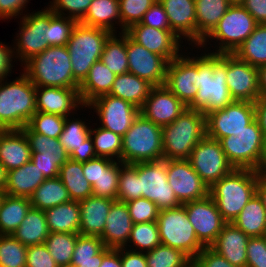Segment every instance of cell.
Segmentation results:
<instances>
[{
  "label": "cell",
  "instance_id": "obj_67",
  "mask_svg": "<svg viewBox=\"0 0 266 267\" xmlns=\"http://www.w3.org/2000/svg\"><path fill=\"white\" fill-rule=\"evenodd\" d=\"M255 119L266 138V96L260 97L255 103Z\"/></svg>",
  "mask_w": 266,
  "mask_h": 267
},
{
  "label": "cell",
  "instance_id": "obj_26",
  "mask_svg": "<svg viewBox=\"0 0 266 267\" xmlns=\"http://www.w3.org/2000/svg\"><path fill=\"white\" fill-rule=\"evenodd\" d=\"M168 16L171 31L182 41L197 47L195 0H159ZM187 40V42H186ZM194 46V47H193Z\"/></svg>",
  "mask_w": 266,
  "mask_h": 267
},
{
  "label": "cell",
  "instance_id": "obj_19",
  "mask_svg": "<svg viewBox=\"0 0 266 267\" xmlns=\"http://www.w3.org/2000/svg\"><path fill=\"white\" fill-rule=\"evenodd\" d=\"M167 182L181 204L209 195V187L192 168L188 159L167 160Z\"/></svg>",
  "mask_w": 266,
  "mask_h": 267
},
{
  "label": "cell",
  "instance_id": "obj_72",
  "mask_svg": "<svg viewBox=\"0 0 266 267\" xmlns=\"http://www.w3.org/2000/svg\"><path fill=\"white\" fill-rule=\"evenodd\" d=\"M186 267H197L193 261H191Z\"/></svg>",
  "mask_w": 266,
  "mask_h": 267
},
{
  "label": "cell",
  "instance_id": "obj_21",
  "mask_svg": "<svg viewBox=\"0 0 266 267\" xmlns=\"http://www.w3.org/2000/svg\"><path fill=\"white\" fill-rule=\"evenodd\" d=\"M128 72L148 81L153 86L165 83L168 61L160 55L148 51L126 34Z\"/></svg>",
  "mask_w": 266,
  "mask_h": 267
},
{
  "label": "cell",
  "instance_id": "obj_73",
  "mask_svg": "<svg viewBox=\"0 0 266 267\" xmlns=\"http://www.w3.org/2000/svg\"><path fill=\"white\" fill-rule=\"evenodd\" d=\"M4 191H0V204H1V201H2V197L4 196Z\"/></svg>",
  "mask_w": 266,
  "mask_h": 267
},
{
  "label": "cell",
  "instance_id": "obj_27",
  "mask_svg": "<svg viewBox=\"0 0 266 267\" xmlns=\"http://www.w3.org/2000/svg\"><path fill=\"white\" fill-rule=\"evenodd\" d=\"M249 236L236 227L232 222L226 223L218 234L216 241L210 246L224 257L230 264L246 267L247 243Z\"/></svg>",
  "mask_w": 266,
  "mask_h": 267
},
{
  "label": "cell",
  "instance_id": "obj_31",
  "mask_svg": "<svg viewBox=\"0 0 266 267\" xmlns=\"http://www.w3.org/2000/svg\"><path fill=\"white\" fill-rule=\"evenodd\" d=\"M44 180L43 173L30 160L23 166L7 172L4 193L11 196L30 198Z\"/></svg>",
  "mask_w": 266,
  "mask_h": 267
},
{
  "label": "cell",
  "instance_id": "obj_37",
  "mask_svg": "<svg viewBox=\"0 0 266 267\" xmlns=\"http://www.w3.org/2000/svg\"><path fill=\"white\" fill-rule=\"evenodd\" d=\"M49 232L79 233L78 201H69L45 210Z\"/></svg>",
  "mask_w": 266,
  "mask_h": 267
},
{
  "label": "cell",
  "instance_id": "obj_5",
  "mask_svg": "<svg viewBox=\"0 0 266 267\" xmlns=\"http://www.w3.org/2000/svg\"><path fill=\"white\" fill-rule=\"evenodd\" d=\"M205 136V114L202 110L187 108L174 122L162 127L163 159H188Z\"/></svg>",
  "mask_w": 266,
  "mask_h": 267
},
{
  "label": "cell",
  "instance_id": "obj_65",
  "mask_svg": "<svg viewBox=\"0 0 266 267\" xmlns=\"http://www.w3.org/2000/svg\"><path fill=\"white\" fill-rule=\"evenodd\" d=\"M83 173L91 185L98 181L100 176V157H95L83 163Z\"/></svg>",
  "mask_w": 266,
  "mask_h": 267
},
{
  "label": "cell",
  "instance_id": "obj_4",
  "mask_svg": "<svg viewBox=\"0 0 266 267\" xmlns=\"http://www.w3.org/2000/svg\"><path fill=\"white\" fill-rule=\"evenodd\" d=\"M21 67H23V73L36 87L79 89V84L73 77L67 45L49 46Z\"/></svg>",
  "mask_w": 266,
  "mask_h": 267
},
{
  "label": "cell",
  "instance_id": "obj_9",
  "mask_svg": "<svg viewBox=\"0 0 266 267\" xmlns=\"http://www.w3.org/2000/svg\"><path fill=\"white\" fill-rule=\"evenodd\" d=\"M112 33L78 22L67 43L74 80L80 85L92 65L99 61L106 40Z\"/></svg>",
  "mask_w": 266,
  "mask_h": 267
},
{
  "label": "cell",
  "instance_id": "obj_46",
  "mask_svg": "<svg viewBox=\"0 0 266 267\" xmlns=\"http://www.w3.org/2000/svg\"><path fill=\"white\" fill-rule=\"evenodd\" d=\"M160 244L158 225L156 221H153L133 224L128 242L124 247L146 253Z\"/></svg>",
  "mask_w": 266,
  "mask_h": 267
},
{
  "label": "cell",
  "instance_id": "obj_45",
  "mask_svg": "<svg viewBox=\"0 0 266 267\" xmlns=\"http://www.w3.org/2000/svg\"><path fill=\"white\" fill-rule=\"evenodd\" d=\"M121 161L100 157V176L92 185L93 196L117 200Z\"/></svg>",
  "mask_w": 266,
  "mask_h": 267
},
{
  "label": "cell",
  "instance_id": "obj_12",
  "mask_svg": "<svg viewBox=\"0 0 266 267\" xmlns=\"http://www.w3.org/2000/svg\"><path fill=\"white\" fill-rule=\"evenodd\" d=\"M206 136L220 140L239 134L255 120V104L249 101L233 100L223 109L206 115Z\"/></svg>",
  "mask_w": 266,
  "mask_h": 267
},
{
  "label": "cell",
  "instance_id": "obj_18",
  "mask_svg": "<svg viewBox=\"0 0 266 267\" xmlns=\"http://www.w3.org/2000/svg\"><path fill=\"white\" fill-rule=\"evenodd\" d=\"M183 205L198 240L205 247H210L227 223L217 209L216 203L208 195L204 199L186 202Z\"/></svg>",
  "mask_w": 266,
  "mask_h": 267
},
{
  "label": "cell",
  "instance_id": "obj_6",
  "mask_svg": "<svg viewBox=\"0 0 266 267\" xmlns=\"http://www.w3.org/2000/svg\"><path fill=\"white\" fill-rule=\"evenodd\" d=\"M257 25L256 20L242 5H231L213 31L196 47V53L200 51L212 54L234 53ZM211 42H214L213 45H215L213 50L209 49L210 47L213 48Z\"/></svg>",
  "mask_w": 266,
  "mask_h": 267
},
{
  "label": "cell",
  "instance_id": "obj_24",
  "mask_svg": "<svg viewBox=\"0 0 266 267\" xmlns=\"http://www.w3.org/2000/svg\"><path fill=\"white\" fill-rule=\"evenodd\" d=\"M84 120L87 119L86 117L83 119V116L82 119L80 117L75 118L73 115L65 117L63 131L59 138L69 158L80 163L97 157L94 151L93 140L90 137L92 126Z\"/></svg>",
  "mask_w": 266,
  "mask_h": 267
},
{
  "label": "cell",
  "instance_id": "obj_30",
  "mask_svg": "<svg viewBox=\"0 0 266 267\" xmlns=\"http://www.w3.org/2000/svg\"><path fill=\"white\" fill-rule=\"evenodd\" d=\"M32 152L25 133L21 129L0 132V162L10 171L31 160Z\"/></svg>",
  "mask_w": 266,
  "mask_h": 267
},
{
  "label": "cell",
  "instance_id": "obj_34",
  "mask_svg": "<svg viewBox=\"0 0 266 267\" xmlns=\"http://www.w3.org/2000/svg\"><path fill=\"white\" fill-rule=\"evenodd\" d=\"M153 87L148 81L128 72L116 75L109 94L128 101L140 109Z\"/></svg>",
  "mask_w": 266,
  "mask_h": 267
},
{
  "label": "cell",
  "instance_id": "obj_63",
  "mask_svg": "<svg viewBox=\"0 0 266 267\" xmlns=\"http://www.w3.org/2000/svg\"><path fill=\"white\" fill-rule=\"evenodd\" d=\"M122 267H148L145 253L133 251L125 247L121 248Z\"/></svg>",
  "mask_w": 266,
  "mask_h": 267
},
{
  "label": "cell",
  "instance_id": "obj_62",
  "mask_svg": "<svg viewBox=\"0 0 266 267\" xmlns=\"http://www.w3.org/2000/svg\"><path fill=\"white\" fill-rule=\"evenodd\" d=\"M9 44L0 41V81L8 79L10 77L13 67V64L16 61L14 51ZM13 59L15 61H13ZM8 76V77H7Z\"/></svg>",
  "mask_w": 266,
  "mask_h": 267
},
{
  "label": "cell",
  "instance_id": "obj_48",
  "mask_svg": "<svg viewBox=\"0 0 266 267\" xmlns=\"http://www.w3.org/2000/svg\"><path fill=\"white\" fill-rule=\"evenodd\" d=\"M79 233L49 232L45 245L58 266L71 264Z\"/></svg>",
  "mask_w": 266,
  "mask_h": 267
},
{
  "label": "cell",
  "instance_id": "obj_64",
  "mask_svg": "<svg viewBox=\"0 0 266 267\" xmlns=\"http://www.w3.org/2000/svg\"><path fill=\"white\" fill-rule=\"evenodd\" d=\"M242 6L258 24H266V0H245Z\"/></svg>",
  "mask_w": 266,
  "mask_h": 267
},
{
  "label": "cell",
  "instance_id": "obj_3",
  "mask_svg": "<svg viewBox=\"0 0 266 267\" xmlns=\"http://www.w3.org/2000/svg\"><path fill=\"white\" fill-rule=\"evenodd\" d=\"M0 81V128L22 129L36 110V86L21 71L13 81Z\"/></svg>",
  "mask_w": 266,
  "mask_h": 267
},
{
  "label": "cell",
  "instance_id": "obj_71",
  "mask_svg": "<svg viewBox=\"0 0 266 267\" xmlns=\"http://www.w3.org/2000/svg\"><path fill=\"white\" fill-rule=\"evenodd\" d=\"M230 5H242L245 0H227Z\"/></svg>",
  "mask_w": 266,
  "mask_h": 267
},
{
  "label": "cell",
  "instance_id": "obj_16",
  "mask_svg": "<svg viewBox=\"0 0 266 267\" xmlns=\"http://www.w3.org/2000/svg\"><path fill=\"white\" fill-rule=\"evenodd\" d=\"M86 108L95 112L100 124L98 126L122 137L140 113L135 105L110 94L96 98Z\"/></svg>",
  "mask_w": 266,
  "mask_h": 267
},
{
  "label": "cell",
  "instance_id": "obj_41",
  "mask_svg": "<svg viewBox=\"0 0 266 267\" xmlns=\"http://www.w3.org/2000/svg\"><path fill=\"white\" fill-rule=\"evenodd\" d=\"M31 207L45 211L71 201L68 190L59 177L45 179L30 197Z\"/></svg>",
  "mask_w": 266,
  "mask_h": 267
},
{
  "label": "cell",
  "instance_id": "obj_68",
  "mask_svg": "<svg viewBox=\"0 0 266 267\" xmlns=\"http://www.w3.org/2000/svg\"><path fill=\"white\" fill-rule=\"evenodd\" d=\"M256 194L261 199L262 204L266 209V171L259 172Z\"/></svg>",
  "mask_w": 266,
  "mask_h": 267
},
{
  "label": "cell",
  "instance_id": "obj_44",
  "mask_svg": "<svg viewBox=\"0 0 266 267\" xmlns=\"http://www.w3.org/2000/svg\"><path fill=\"white\" fill-rule=\"evenodd\" d=\"M240 60L252 66L266 64V24H258L248 38L234 51Z\"/></svg>",
  "mask_w": 266,
  "mask_h": 267
},
{
  "label": "cell",
  "instance_id": "obj_52",
  "mask_svg": "<svg viewBox=\"0 0 266 267\" xmlns=\"http://www.w3.org/2000/svg\"><path fill=\"white\" fill-rule=\"evenodd\" d=\"M65 117L37 111L28 122L27 126L35 133L49 138L59 139L63 131Z\"/></svg>",
  "mask_w": 266,
  "mask_h": 267
},
{
  "label": "cell",
  "instance_id": "obj_20",
  "mask_svg": "<svg viewBox=\"0 0 266 267\" xmlns=\"http://www.w3.org/2000/svg\"><path fill=\"white\" fill-rule=\"evenodd\" d=\"M226 84L233 100L255 103L260 98L258 68L227 53Z\"/></svg>",
  "mask_w": 266,
  "mask_h": 267
},
{
  "label": "cell",
  "instance_id": "obj_61",
  "mask_svg": "<svg viewBox=\"0 0 266 267\" xmlns=\"http://www.w3.org/2000/svg\"><path fill=\"white\" fill-rule=\"evenodd\" d=\"M30 0H0V20L23 17ZM22 15V16H21Z\"/></svg>",
  "mask_w": 266,
  "mask_h": 267
},
{
  "label": "cell",
  "instance_id": "obj_54",
  "mask_svg": "<svg viewBox=\"0 0 266 267\" xmlns=\"http://www.w3.org/2000/svg\"><path fill=\"white\" fill-rule=\"evenodd\" d=\"M157 0H119L121 17V33L125 32L131 25L139 23L145 12Z\"/></svg>",
  "mask_w": 266,
  "mask_h": 267
},
{
  "label": "cell",
  "instance_id": "obj_14",
  "mask_svg": "<svg viewBox=\"0 0 266 267\" xmlns=\"http://www.w3.org/2000/svg\"><path fill=\"white\" fill-rule=\"evenodd\" d=\"M188 160L209 188L234 169L228 162L220 142L208 136L202 138L193 148Z\"/></svg>",
  "mask_w": 266,
  "mask_h": 267
},
{
  "label": "cell",
  "instance_id": "obj_70",
  "mask_svg": "<svg viewBox=\"0 0 266 267\" xmlns=\"http://www.w3.org/2000/svg\"><path fill=\"white\" fill-rule=\"evenodd\" d=\"M7 182V171L0 162V191H4Z\"/></svg>",
  "mask_w": 266,
  "mask_h": 267
},
{
  "label": "cell",
  "instance_id": "obj_32",
  "mask_svg": "<svg viewBox=\"0 0 266 267\" xmlns=\"http://www.w3.org/2000/svg\"><path fill=\"white\" fill-rule=\"evenodd\" d=\"M116 75L100 60L90 68L88 75L79 85V96L82 104L87 106L96 98L108 95Z\"/></svg>",
  "mask_w": 266,
  "mask_h": 267
},
{
  "label": "cell",
  "instance_id": "obj_69",
  "mask_svg": "<svg viewBox=\"0 0 266 267\" xmlns=\"http://www.w3.org/2000/svg\"><path fill=\"white\" fill-rule=\"evenodd\" d=\"M260 97L266 96V64L258 67Z\"/></svg>",
  "mask_w": 266,
  "mask_h": 267
},
{
  "label": "cell",
  "instance_id": "obj_43",
  "mask_svg": "<svg viewBox=\"0 0 266 267\" xmlns=\"http://www.w3.org/2000/svg\"><path fill=\"white\" fill-rule=\"evenodd\" d=\"M104 247L100 237L79 234L71 264L77 267H100L103 261Z\"/></svg>",
  "mask_w": 266,
  "mask_h": 267
},
{
  "label": "cell",
  "instance_id": "obj_2",
  "mask_svg": "<svg viewBox=\"0 0 266 267\" xmlns=\"http://www.w3.org/2000/svg\"><path fill=\"white\" fill-rule=\"evenodd\" d=\"M258 178L259 171L234 168L209 188V196L227 223L233 222L256 194Z\"/></svg>",
  "mask_w": 266,
  "mask_h": 267
},
{
  "label": "cell",
  "instance_id": "obj_33",
  "mask_svg": "<svg viewBox=\"0 0 266 267\" xmlns=\"http://www.w3.org/2000/svg\"><path fill=\"white\" fill-rule=\"evenodd\" d=\"M80 23L95 28H102L111 33H120L119 0H92L87 13ZM115 26H120V31Z\"/></svg>",
  "mask_w": 266,
  "mask_h": 267
},
{
  "label": "cell",
  "instance_id": "obj_55",
  "mask_svg": "<svg viewBox=\"0 0 266 267\" xmlns=\"http://www.w3.org/2000/svg\"><path fill=\"white\" fill-rule=\"evenodd\" d=\"M91 2L92 0H52L47 7L56 15L66 16L80 22Z\"/></svg>",
  "mask_w": 266,
  "mask_h": 267
},
{
  "label": "cell",
  "instance_id": "obj_56",
  "mask_svg": "<svg viewBox=\"0 0 266 267\" xmlns=\"http://www.w3.org/2000/svg\"><path fill=\"white\" fill-rule=\"evenodd\" d=\"M126 205L133 224L153 222L158 218L159 208L154 202L146 198L141 197L128 201L126 202Z\"/></svg>",
  "mask_w": 266,
  "mask_h": 267
},
{
  "label": "cell",
  "instance_id": "obj_13",
  "mask_svg": "<svg viewBox=\"0 0 266 267\" xmlns=\"http://www.w3.org/2000/svg\"><path fill=\"white\" fill-rule=\"evenodd\" d=\"M138 177L140 198L154 202L159 210L181 205L167 182V160L138 163Z\"/></svg>",
  "mask_w": 266,
  "mask_h": 267
},
{
  "label": "cell",
  "instance_id": "obj_74",
  "mask_svg": "<svg viewBox=\"0 0 266 267\" xmlns=\"http://www.w3.org/2000/svg\"><path fill=\"white\" fill-rule=\"evenodd\" d=\"M59 267H77V266H75V265H72V264H68V265L59 266Z\"/></svg>",
  "mask_w": 266,
  "mask_h": 267
},
{
  "label": "cell",
  "instance_id": "obj_49",
  "mask_svg": "<svg viewBox=\"0 0 266 267\" xmlns=\"http://www.w3.org/2000/svg\"><path fill=\"white\" fill-rule=\"evenodd\" d=\"M148 267H186L192 260L181 250L164 244L145 253Z\"/></svg>",
  "mask_w": 266,
  "mask_h": 267
},
{
  "label": "cell",
  "instance_id": "obj_50",
  "mask_svg": "<svg viewBox=\"0 0 266 267\" xmlns=\"http://www.w3.org/2000/svg\"><path fill=\"white\" fill-rule=\"evenodd\" d=\"M26 252L13 235H0V267H26Z\"/></svg>",
  "mask_w": 266,
  "mask_h": 267
},
{
  "label": "cell",
  "instance_id": "obj_35",
  "mask_svg": "<svg viewBox=\"0 0 266 267\" xmlns=\"http://www.w3.org/2000/svg\"><path fill=\"white\" fill-rule=\"evenodd\" d=\"M230 6L227 0H195L197 47L213 31Z\"/></svg>",
  "mask_w": 266,
  "mask_h": 267
},
{
  "label": "cell",
  "instance_id": "obj_40",
  "mask_svg": "<svg viewBox=\"0 0 266 267\" xmlns=\"http://www.w3.org/2000/svg\"><path fill=\"white\" fill-rule=\"evenodd\" d=\"M59 178L68 190L71 200L79 202L93 195L92 185L83 173V163L69 158L60 167Z\"/></svg>",
  "mask_w": 266,
  "mask_h": 267
},
{
  "label": "cell",
  "instance_id": "obj_10",
  "mask_svg": "<svg viewBox=\"0 0 266 267\" xmlns=\"http://www.w3.org/2000/svg\"><path fill=\"white\" fill-rule=\"evenodd\" d=\"M156 222L161 244L181 250L191 260L205 247L198 240L183 204L160 210Z\"/></svg>",
  "mask_w": 266,
  "mask_h": 267
},
{
  "label": "cell",
  "instance_id": "obj_47",
  "mask_svg": "<svg viewBox=\"0 0 266 267\" xmlns=\"http://www.w3.org/2000/svg\"><path fill=\"white\" fill-rule=\"evenodd\" d=\"M90 137L93 140L94 151L97 157L121 161L122 136L97 126V128H91Z\"/></svg>",
  "mask_w": 266,
  "mask_h": 267
},
{
  "label": "cell",
  "instance_id": "obj_25",
  "mask_svg": "<svg viewBox=\"0 0 266 267\" xmlns=\"http://www.w3.org/2000/svg\"><path fill=\"white\" fill-rule=\"evenodd\" d=\"M84 108L87 109L80 100L79 89L36 87L37 111L67 117L75 114L77 116V111H83Z\"/></svg>",
  "mask_w": 266,
  "mask_h": 267
},
{
  "label": "cell",
  "instance_id": "obj_39",
  "mask_svg": "<svg viewBox=\"0 0 266 267\" xmlns=\"http://www.w3.org/2000/svg\"><path fill=\"white\" fill-rule=\"evenodd\" d=\"M30 207V198L4 194L0 204V235H12Z\"/></svg>",
  "mask_w": 266,
  "mask_h": 267
},
{
  "label": "cell",
  "instance_id": "obj_23",
  "mask_svg": "<svg viewBox=\"0 0 266 267\" xmlns=\"http://www.w3.org/2000/svg\"><path fill=\"white\" fill-rule=\"evenodd\" d=\"M188 107L164 85L154 86L140 108V113L163 127L174 122Z\"/></svg>",
  "mask_w": 266,
  "mask_h": 267
},
{
  "label": "cell",
  "instance_id": "obj_8",
  "mask_svg": "<svg viewBox=\"0 0 266 267\" xmlns=\"http://www.w3.org/2000/svg\"><path fill=\"white\" fill-rule=\"evenodd\" d=\"M121 162L136 164L163 159L162 127L141 113L122 137Z\"/></svg>",
  "mask_w": 266,
  "mask_h": 267
},
{
  "label": "cell",
  "instance_id": "obj_53",
  "mask_svg": "<svg viewBox=\"0 0 266 267\" xmlns=\"http://www.w3.org/2000/svg\"><path fill=\"white\" fill-rule=\"evenodd\" d=\"M77 23L75 19L56 15L49 9V46L67 45Z\"/></svg>",
  "mask_w": 266,
  "mask_h": 267
},
{
  "label": "cell",
  "instance_id": "obj_1",
  "mask_svg": "<svg viewBox=\"0 0 266 267\" xmlns=\"http://www.w3.org/2000/svg\"><path fill=\"white\" fill-rule=\"evenodd\" d=\"M202 52L198 55L197 95L188 108L202 110L206 115L223 109L233 99L226 84L227 53Z\"/></svg>",
  "mask_w": 266,
  "mask_h": 267
},
{
  "label": "cell",
  "instance_id": "obj_42",
  "mask_svg": "<svg viewBox=\"0 0 266 267\" xmlns=\"http://www.w3.org/2000/svg\"><path fill=\"white\" fill-rule=\"evenodd\" d=\"M100 61L115 75L128 73L126 33H112L105 42Z\"/></svg>",
  "mask_w": 266,
  "mask_h": 267
},
{
  "label": "cell",
  "instance_id": "obj_29",
  "mask_svg": "<svg viewBox=\"0 0 266 267\" xmlns=\"http://www.w3.org/2000/svg\"><path fill=\"white\" fill-rule=\"evenodd\" d=\"M114 201L109 198L93 195L79 201V234L100 237L104 231L105 221Z\"/></svg>",
  "mask_w": 266,
  "mask_h": 267
},
{
  "label": "cell",
  "instance_id": "obj_60",
  "mask_svg": "<svg viewBox=\"0 0 266 267\" xmlns=\"http://www.w3.org/2000/svg\"><path fill=\"white\" fill-rule=\"evenodd\" d=\"M192 261L197 267H238L230 264L211 247H204Z\"/></svg>",
  "mask_w": 266,
  "mask_h": 267
},
{
  "label": "cell",
  "instance_id": "obj_7",
  "mask_svg": "<svg viewBox=\"0 0 266 267\" xmlns=\"http://www.w3.org/2000/svg\"><path fill=\"white\" fill-rule=\"evenodd\" d=\"M219 142L234 168L266 171V138L256 119L237 137L227 136Z\"/></svg>",
  "mask_w": 266,
  "mask_h": 267
},
{
  "label": "cell",
  "instance_id": "obj_66",
  "mask_svg": "<svg viewBox=\"0 0 266 267\" xmlns=\"http://www.w3.org/2000/svg\"><path fill=\"white\" fill-rule=\"evenodd\" d=\"M100 267H122L121 248H103V261Z\"/></svg>",
  "mask_w": 266,
  "mask_h": 267
},
{
  "label": "cell",
  "instance_id": "obj_36",
  "mask_svg": "<svg viewBox=\"0 0 266 267\" xmlns=\"http://www.w3.org/2000/svg\"><path fill=\"white\" fill-rule=\"evenodd\" d=\"M12 235L25 246L44 244L49 235L45 211L30 207Z\"/></svg>",
  "mask_w": 266,
  "mask_h": 267
},
{
  "label": "cell",
  "instance_id": "obj_28",
  "mask_svg": "<svg viewBox=\"0 0 266 267\" xmlns=\"http://www.w3.org/2000/svg\"><path fill=\"white\" fill-rule=\"evenodd\" d=\"M105 222L104 231L100 236L105 247L112 249L124 247L133 226L126 203L114 201Z\"/></svg>",
  "mask_w": 266,
  "mask_h": 267
},
{
  "label": "cell",
  "instance_id": "obj_17",
  "mask_svg": "<svg viewBox=\"0 0 266 267\" xmlns=\"http://www.w3.org/2000/svg\"><path fill=\"white\" fill-rule=\"evenodd\" d=\"M21 130L25 133L32 152L31 161L43 173L45 179L59 177L60 167L69 159L60 139L35 133L28 126Z\"/></svg>",
  "mask_w": 266,
  "mask_h": 267
},
{
  "label": "cell",
  "instance_id": "obj_22",
  "mask_svg": "<svg viewBox=\"0 0 266 267\" xmlns=\"http://www.w3.org/2000/svg\"><path fill=\"white\" fill-rule=\"evenodd\" d=\"M125 33L137 44L152 53L163 56L168 62L177 58L184 51L182 48L184 41L171 30L156 29L139 22L131 25Z\"/></svg>",
  "mask_w": 266,
  "mask_h": 267
},
{
  "label": "cell",
  "instance_id": "obj_58",
  "mask_svg": "<svg viewBox=\"0 0 266 267\" xmlns=\"http://www.w3.org/2000/svg\"><path fill=\"white\" fill-rule=\"evenodd\" d=\"M26 267H59L45 244L27 246Z\"/></svg>",
  "mask_w": 266,
  "mask_h": 267
},
{
  "label": "cell",
  "instance_id": "obj_38",
  "mask_svg": "<svg viewBox=\"0 0 266 267\" xmlns=\"http://www.w3.org/2000/svg\"><path fill=\"white\" fill-rule=\"evenodd\" d=\"M249 237L266 236V209L255 194L232 222Z\"/></svg>",
  "mask_w": 266,
  "mask_h": 267
},
{
  "label": "cell",
  "instance_id": "obj_51",
  "mask_svg": "<svg viewBox=\"0 0 266 267\" xmlns=\"http://www.w3.org/2000/svg\"><path fill=\"white\" fill-rule=\"evenodd\" d=\"M140 198L138 163L120 167L117 201L128 202Z\"/></svg>",
  "mask_w": 266,
  "mask_h": 267
},
{
  "label": "cell",
  "instance_id": "obj_15",
  "mask_svg": "<svg viewBox=\"0 0 266 267\" xmlns=\"http://www.w3.org/2000/svg\"><path fill=\"white\" fill-rule=\"evenodd\" d=\"M186 46L177 58L168 62L164 86L168 88L187 107L195 100L198 88V54H188ZM192 55V56H189Z\"/></svg>",
  "mask_w": 266,
  "mask_h": 267
},
{
  "label": "cell",
  "instance_id": "obj_57",
  "mask_svg": "<svg viewBox=\"0 0 266 267\" xmlns=\"http://www.w3.org/2000/svg\"><path fill=\"white\" fill-rule=\"evenodd\" d=\"M246 252V267H266V236L250 237Z\"/></svg>",
  "mask_w": 266,
  "mask_h": 267
},
{
  "label": "cell",
  "instance_id": "obj_59",
  "mask_svg": "<svg viewBox=\"0 0 266 267\" xmlns=\"http://www.w3.org/2000/svg\"><path fill=\"white\" fill-rule=\"evenodd\" d=\"M140 23L156 29L171 30L168 16L159 0L145 12Z\"/></svg>",
  "mask_w": 266,
  "mask_h": 267
},
{
  "label": "cell",
  "instance_id": "obj_11",
  "mask_svg": "<svg viewBox=\"0 0 266 267\" xmlns=\"http://www.w3.org/2000/svg\"><path fill=\"white\" fill-rule=\"evenodd\" d=\"M12 45L16 61L22 66L49 47V8L24 13Z\"/></svg>",
  "mask_w": 266,
  "mask_h": 267
}]
</instances>
